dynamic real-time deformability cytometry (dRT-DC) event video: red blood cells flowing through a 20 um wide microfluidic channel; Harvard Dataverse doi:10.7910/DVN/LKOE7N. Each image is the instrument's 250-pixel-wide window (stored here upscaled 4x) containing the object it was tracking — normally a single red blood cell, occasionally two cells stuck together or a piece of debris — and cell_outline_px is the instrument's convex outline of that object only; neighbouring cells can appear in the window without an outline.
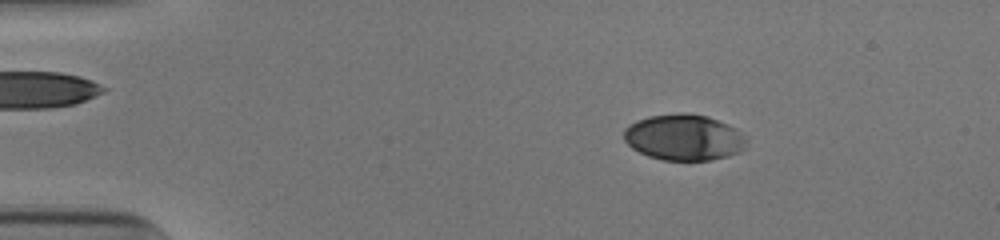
{"species": "human", "species_latin": "Homo sapiens", "temperature_condition": "cold", "stored_images_in_passage": 54, "camera_frame_rate_fps": 3000, "um_per_image_px": 0.085, "donor": {"sex": "male"}, "frame": {"image": 1, "passage_image": 10, "time_ms": 3.0, "image_size_px": [1000, 240], "cell_outline_px": [[744, 148], [740, 152], [728, 156], [712, 160], [664, 160], [648, 156], [632, 148], [624, 140], [624, 128], [628, 124], [636, 120], [648, 116], [680, 112], [688, 112], [708, 116], [728, 124], [736, 128], [740, 132], [744, 140]], "centroid_in_image_um": [58.1, 11.66], "position_along_channel_um": 26.9, "area_um2": 33.06}}
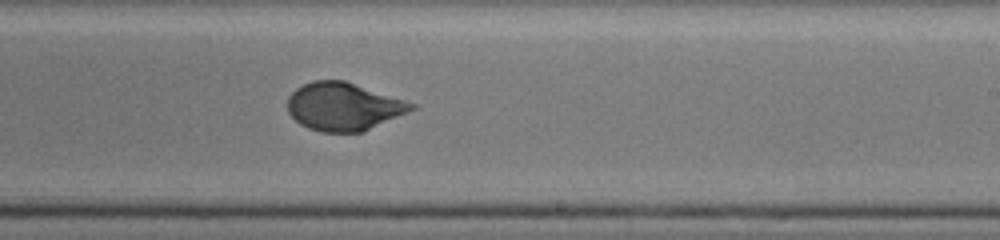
{"frame": {"image": 2, "passage_image": 34, "time_ms": 11.0, "image_size_px": [1000, 240], "cell_outline_px": [[416, 108], [364, 132], [320, 132], [308, 128], [300, 124], [288, 112], [288, 96], [296, 88], [312, 80], [344, 80], [416, 104]], "centroid_in_image_um": [29.18, 9.06], "position_along_channel_um": 259.8, "area_um2": 34.45}}
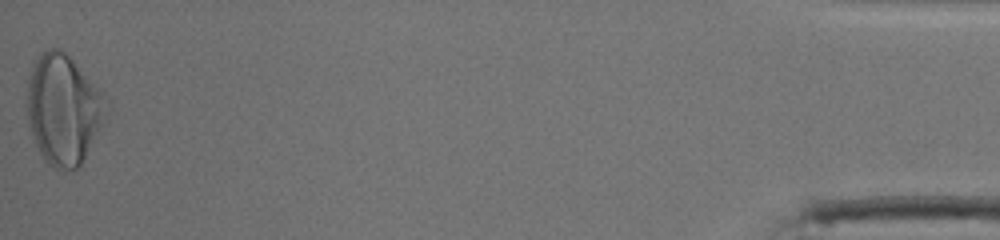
{"frame": {"image": 3, "passage_image": 54, "time_ms": 17.667, "image_size_px": [1000, 240], "cell_outline_px": [[112, 100], [104, 120], [80, 164], [76, 168], [56, 168], [48, 164], [44, 160], [36, 144], [28, 120], [28, 80], [32, 60], [40, 52], [48, 48], [60, 48]], "centroid_in_image_um": [5.41, 9.22], "position_along_channel_um": 429.8, "area_um2": 50.63}, "authors_computed_cell_mechanics": {"area_um2": 34.3332, "velocity_mm_per_s": 3.8959, "shape_relaxation_time_tau1_ms": 6.4475, "shape_relaxation_time_tau2_ms": null, "deformation_change_tau1": 0.223, "deformation_change_tau2": null}}